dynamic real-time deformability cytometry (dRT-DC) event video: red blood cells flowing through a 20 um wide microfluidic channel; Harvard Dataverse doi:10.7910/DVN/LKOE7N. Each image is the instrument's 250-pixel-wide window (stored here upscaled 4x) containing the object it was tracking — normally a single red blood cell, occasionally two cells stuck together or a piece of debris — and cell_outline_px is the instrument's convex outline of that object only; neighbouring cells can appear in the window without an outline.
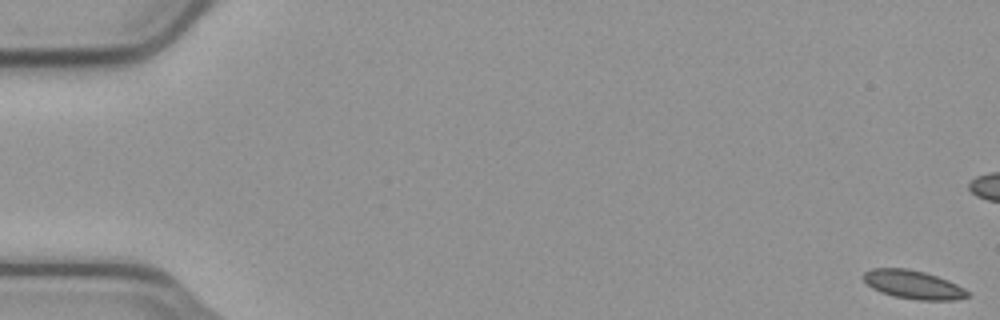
{"species": "common noctule bat (a hibernating species)", "species_latin": "Nyctalus noctula", "temperature_condition": "cold", "stored_images_in_passage": 14, "camera_frame_rate_fps": 3000, "um_per_image_px": 0.085, "animal": {"sex": "male", "body_mass_g": 23.1, "forearm_length_mm": 52.7}, "frame": {"image": 1, "passage_image": 1, "time_ms": 0.0, "image_size_px": [1000, 320], "cell_outline_px": [[972, 296], [952, 300], [916, 300], [892, 296], [880, 292], [872, 288], [860, 276], [864, 272], [872, 268], [904, 268], [924, 272], [948, 280], [964, 288]], "centroid_in_image_um": [77.6, 24.2], "position_along_channel_um": 7.4, "area_um2": 17.4}}